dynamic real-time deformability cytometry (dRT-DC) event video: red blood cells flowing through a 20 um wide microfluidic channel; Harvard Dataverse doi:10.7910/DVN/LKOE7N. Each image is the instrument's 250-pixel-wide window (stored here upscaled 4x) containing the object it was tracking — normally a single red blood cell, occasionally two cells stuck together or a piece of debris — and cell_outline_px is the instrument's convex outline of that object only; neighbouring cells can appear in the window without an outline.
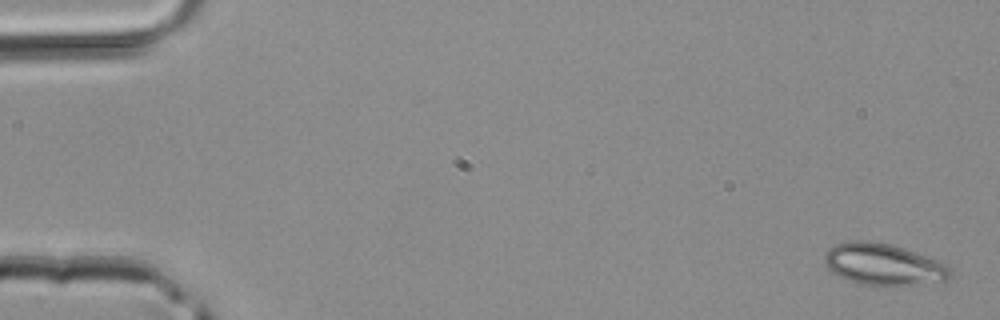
{"species": "common noctule bat (a hibernating species)", "species_latin": "Nyctalus noctula", "temperature_condition": "room temperature", "stored_images_in_passage": 5, "camera_frame_rate_fps": 3000, "um_per_image_px": 0.085, "animal": {"sex": "male", "body_mass_g": 20.4}, "frame": {"image": 1, "passage_image": 1, "time_ms": 0.0, "image_size_px": [1000, 320], "cell_outline_px": [[952, 276], [948, 280], [924, 284], [884, 288], [860, 284], [836, 276], [824, 264], [824, 256], [828, 248], [832, 244], [852, 240], [868, 240], [892, 244], [928, 256], [948, 264], [952, 268]], "centroid_in_image_um": [75.11, 22.5], "position_along_channel_um": 9.9, "area_um2": 31.79}}